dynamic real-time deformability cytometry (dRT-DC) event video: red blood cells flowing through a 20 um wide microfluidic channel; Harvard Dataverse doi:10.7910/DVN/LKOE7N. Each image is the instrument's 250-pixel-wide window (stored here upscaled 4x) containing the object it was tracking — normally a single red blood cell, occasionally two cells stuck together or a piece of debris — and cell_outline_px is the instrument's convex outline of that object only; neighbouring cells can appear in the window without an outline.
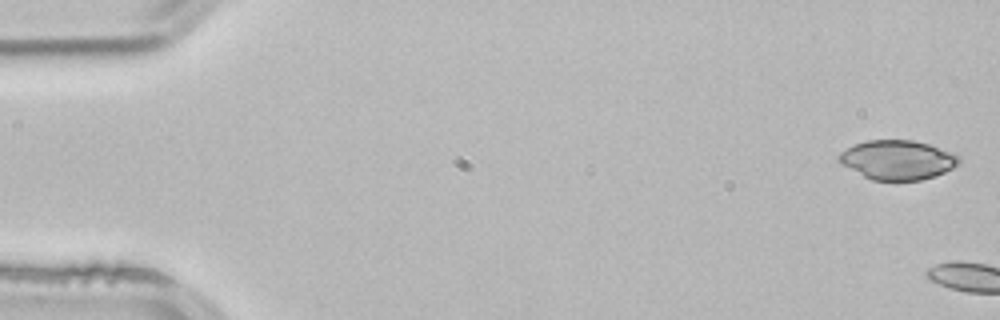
{"species": "common noctule bat (a hibernating species)", "species_latin": "Nyctalus noctula", "temperature_condition": "room temperature", "stored_images_in_passage": 4, "camera_frame_rate_fps": 3000, "um_per_image_px": 0.085, "animal": {"sex": "male", "body_mass_g": 21.5, "forearm_length_mm": 52.0}, "frame": {"image": 1, "passage_image": 1, "time_ms": 0.0, "image_size_px": [1000, 320], "cell_outline_px": [[960, 160], [952, 168], [936, 176], [920, 180], [872, 180], [840, 164], [836, 160], [836, 156], [840, 152], [852, 144], [868, 140], [912, 140], [928, 144], [948, 152], [956, 156]], "centroid_in_image_um": [76.19, 13.59], "position_along_channel_um": 8.8, "area_um2": 27.34}}
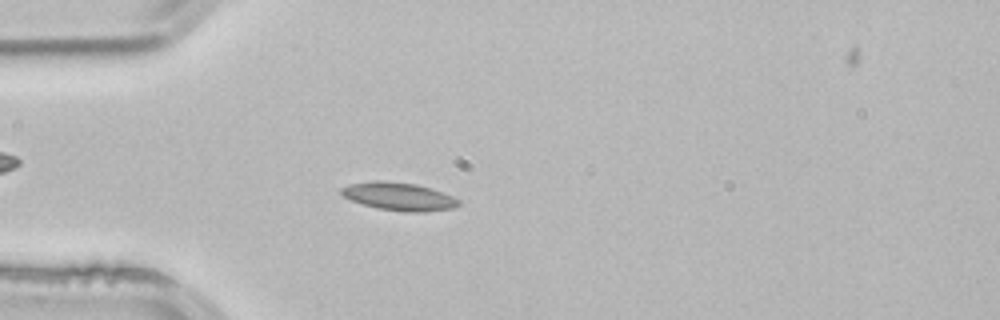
{"frame": {"image": 2, "passage_image": 4, "time_ms": 1.0, "image_size_px": [1000, 320], "cell_outline_px": [[460, 204], [452, 208], [424, 212], [404, 212], [376, 208], [352, 200], [344, 196], [340, 192], [340, 188], [348, 184], [372, 180], [384, 180], [416, 184], [432, 188], [452, 196], [460, 200]], "centroid_in_image_um": [33.89, 16.69], "position_along_channel_um": 51.1, "area_um2": 19.25}}